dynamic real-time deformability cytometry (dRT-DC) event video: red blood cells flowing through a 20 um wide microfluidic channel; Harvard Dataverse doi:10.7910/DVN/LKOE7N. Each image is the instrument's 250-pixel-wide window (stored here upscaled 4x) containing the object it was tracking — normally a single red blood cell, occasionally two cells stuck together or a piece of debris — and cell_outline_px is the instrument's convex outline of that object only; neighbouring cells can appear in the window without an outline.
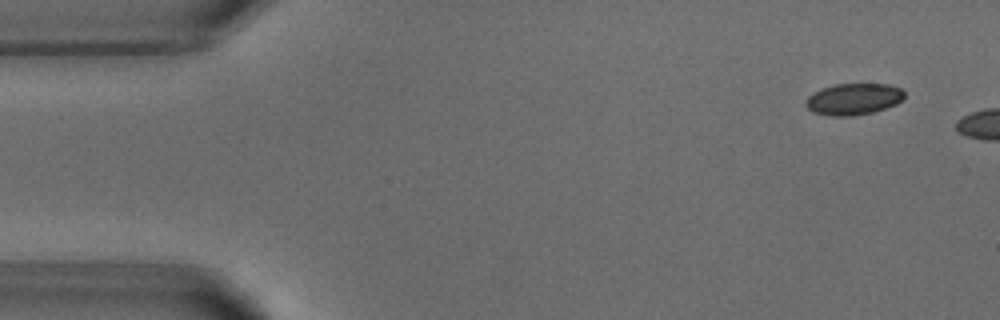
{"species": "common noctule bat (a hibernating species)", "species_latin": "Nyctalus noctula", "temperature_condition": "warm", "stored_images_in_passage": 42, "camera_frame_rate_fps": 3000, "um_per_image_px": 0.085, "animal": {"sex": "male", "body_mass_g": 18.8}, "frame": {"image": 1, "passage_image": 1, "time_ms": 0.0, "image_size_px": [1000, 320], "cell_outline_px": [[904, 96], [896, 104], [872, 112], [852, 116], [832, 116], [812, 112], [804, 104], [804, 100], [808, 96], [832, 84], [888, 84], [900, 88], [904, 92]], "centroid_in_image_um": [72.52, 8.42], "position_along_channel_um": 12.5, "area_um2": 17.98}}
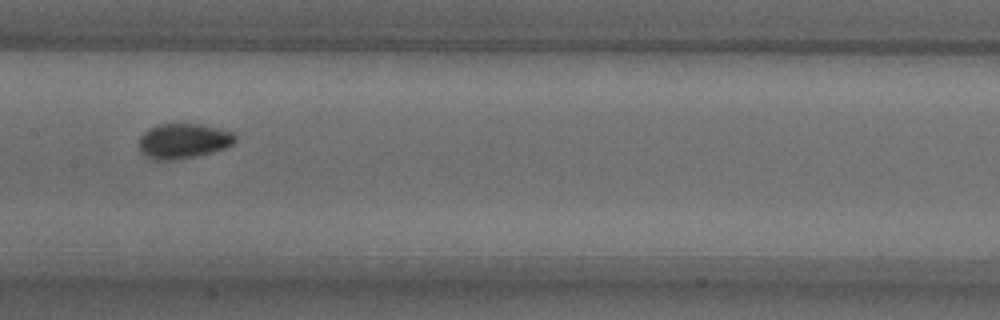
{"frame": {"image": 2, "passage_image": 23, "time_ms": 7.333, "image_size_px": [1000, 320], "cell_outline_px": [[236, 140], [232, 144], [224, 148], [212, 152], [196, 156], [172, 160], [152, 160], [144, 156], [140, 152], [140, 136], [144, 132], [156, 124], [200, 124], [232, 132], [236, 136]], "centroid_in_image_um": [15.55, 11.99], "position_along_channel_um": 191.8, "area_um2": 19.59}}
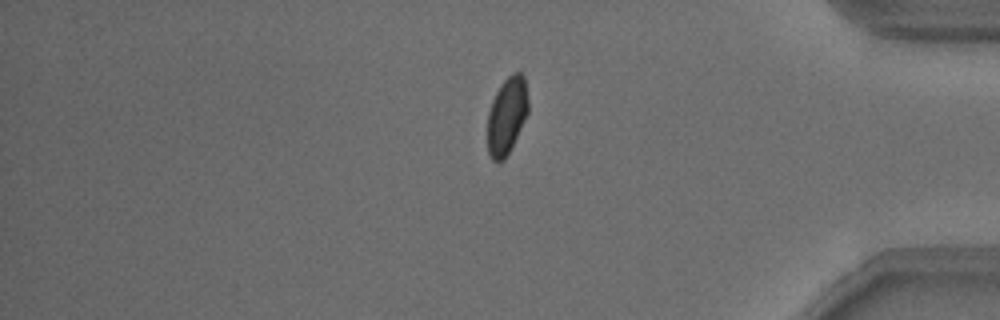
{"frame": {"image": 3, "passage_image": 41, "time_ms": 13.333, "image_size_px": [1000, 320], "cell_outline_px": [[528, 112], [504, 160], [492, 160], [488, 152], [488, 112], [492, 100], [500, 84], [512, 72], [520, 72], [524, 76], [528, 100]], "centroid_in_image_um": [43.07, 9.78], "position_along_channel_um": 392.1, "area_um2": 17.98}}